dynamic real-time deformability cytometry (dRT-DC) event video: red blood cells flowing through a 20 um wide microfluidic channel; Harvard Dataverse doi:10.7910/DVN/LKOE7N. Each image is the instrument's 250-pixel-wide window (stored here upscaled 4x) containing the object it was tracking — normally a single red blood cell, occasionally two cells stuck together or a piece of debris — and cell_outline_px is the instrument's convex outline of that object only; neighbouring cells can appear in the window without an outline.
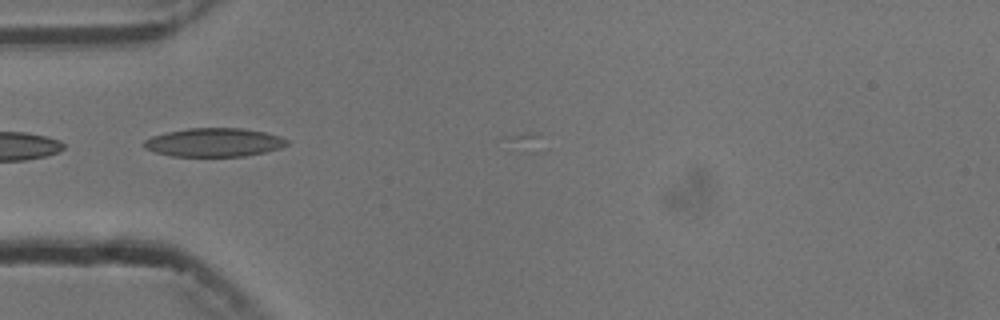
{"species": "common noctule bat (a hibernating species)", "species_latin": "Nyctalus noctula", "temperature_condition": "cold", "stored_images_in_passage": 7, "camera_frame_rate_fps": 3000, "um_per_image_px": 0.085, "animal": {"sex": "male", "body_mass_g": 13.3}, "frame": {"image": 1, "passage_image": 4, "time_ms": 4.333, "image_size_px": [1000, 320], "cell_outline_px": [[288, 144], [280, 148], [264, 152], [244, 156], [172, 156], [156, 152], [144, 148], [144, 140], [152, 136], [168, 132], [188, 128], [240, 128], [264, 132], [280, 136], [288, 140]], "centroid_in_image_um": [18.2, 12.1], "position_along_channel_um": 66.8, "area_um2": 23.64}}
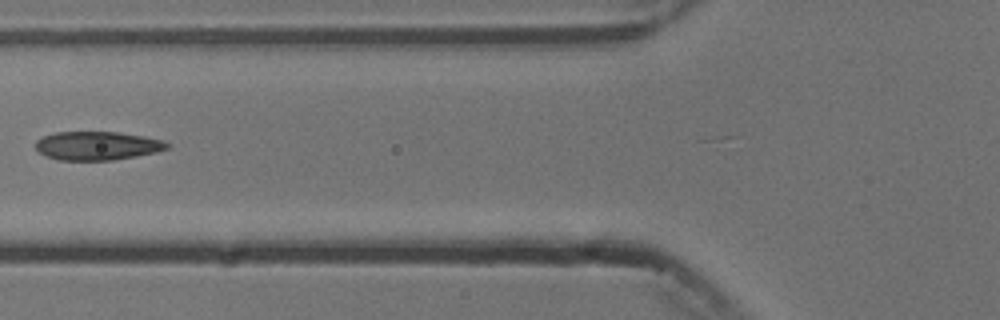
{"frame": {"image": 2, "passage_image": 5, "time_ms": 5.667, "image_size_px": [1000, 320], "cell_outline_px": [[172, 144], [168, 148], [156, 152], [136, 156], [112, 160], [56, 160], [44, 156], [36, 148], [36, 140], [44, 136], [56, 132], [120, 132], [144, 136], [164, 140]], "centroid_in_image_um": [8.29, 12.39], "position_along_channel_um": 117.5, "area_um2": 22.08}}
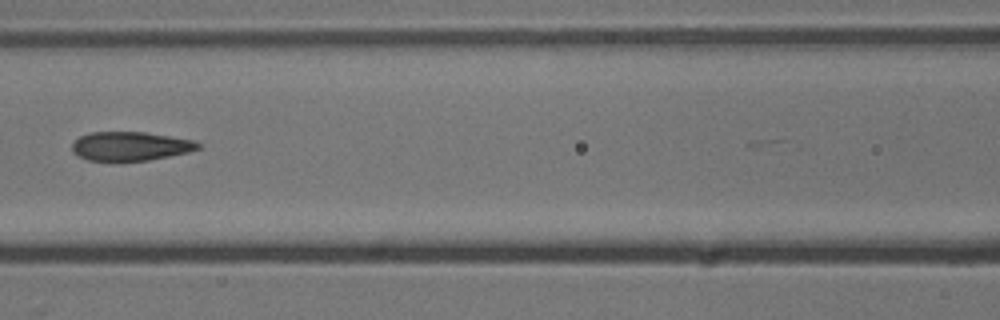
{"frame": {"image": 3, "passage_image": 6, "time_ms": 6.667, "image_size_px": [1000, 320], "cell_outline_px": [[200, 148], [188, 152], [148, 160], [88, 160], [72, 152], [72, 144], [80, 136], [88, 132], [144, 132], [196, 140], [200, 144]], "centroid_in_image_um": [11.09, 12.41], "position_along_channel_um": 155.5, "area_um2": 21.04}}